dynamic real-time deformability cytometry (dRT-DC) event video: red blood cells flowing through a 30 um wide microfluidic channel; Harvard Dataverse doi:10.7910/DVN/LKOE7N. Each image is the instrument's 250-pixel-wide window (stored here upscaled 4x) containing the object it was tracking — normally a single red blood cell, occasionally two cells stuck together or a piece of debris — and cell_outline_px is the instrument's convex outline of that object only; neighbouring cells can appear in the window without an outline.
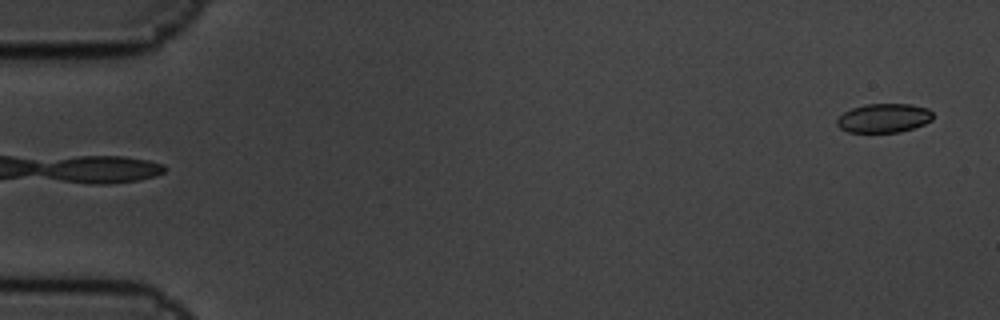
{"species": "common noctule bat (a hibernating species)", "species_latin": "Nyctalus noctula", "temperature_condition": "cold", "stored_images_in_passage": 5, "segment_of_instrument_passage": [2, 2], "camera_frame_rate_fps": 3000, "um_per_image_px": 0.085, "animal": {"sex": "male", "body_mass_g": 19.5, "forearm_length_mm": 54.6}, "frame": {"image": 1, "passage_image": 5, "time_ms": 1.333, "image_size_px": [1000, 320], "cell_outline_px": [[932, 120], [924, 124], [900, 132], [848, 132], [840, 128], [836, 124], [836, 120], [844, 112], [852, 108], [864, 104], [912, 104], [928, 108], [932, 112]], "centroid_in_image_um": [75.12, 10.03], "position_along_channel_um": 9.9, "area_um2": 16.24}}